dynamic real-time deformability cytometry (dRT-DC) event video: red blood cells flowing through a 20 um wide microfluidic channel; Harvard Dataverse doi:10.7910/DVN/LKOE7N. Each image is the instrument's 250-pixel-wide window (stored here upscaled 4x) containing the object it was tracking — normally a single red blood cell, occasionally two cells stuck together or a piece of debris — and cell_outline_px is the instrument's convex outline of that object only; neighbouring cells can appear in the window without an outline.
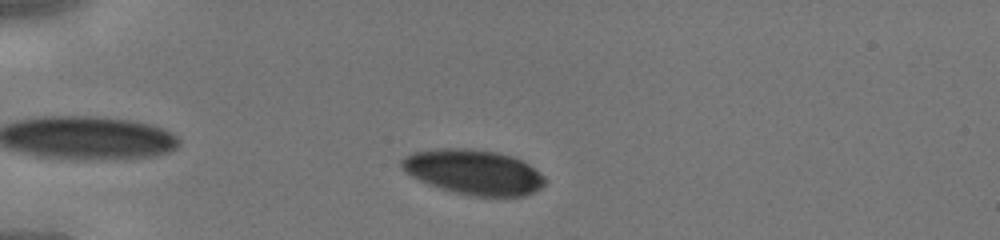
{"species": "human", "species_latin": "Homo sapiens", "temperature_condition": "cold", "stored_images_in_passage": 38, "camera_frame_rate_fps": 3000, "um_per_image_px": 0.085, "donor": {"sex": "male"}, "frame": {"image": 1, "passage_image": 6, "time_ms": 1.667, "image_size_px": [1000, 240], "cell_outline_px": [[544, 184], [540, 188], [524, 196], [472, 196], [440, 188], [428, 184], [412, 176], [400, 164], [400, 160], [404, 156], [412, 152], [436, 148], [468, 148], [496, 152], [512, 156], [528, 164], [544, 176]], "centroid_in_image_um": [40.24, 14.61], "position_along_channel_um": 44.8, "area_um2": 37.28}}
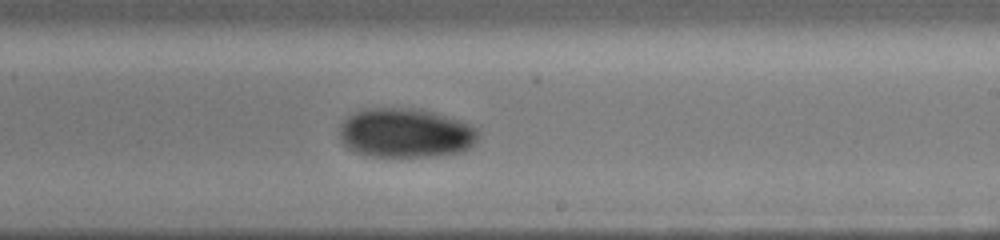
{"frame": {"image": 2, "passage_image": 22, "time_ms": 7.0, "image_size_px": [1000, 240], "cell_outline_px": [[480, 136], [476, 144], [464, 152], [436, 156], [368, 156], [356, 152], [348, 148], [340, 140], [340, 124], [348, 116], [364, 108], [420, 108], [460, 120], [476, 128], [480, 132]], "centroid_in_image_um": [34.51, 11.31], "position_along_channel_um": 254.5, "area_um2": 40.4}}
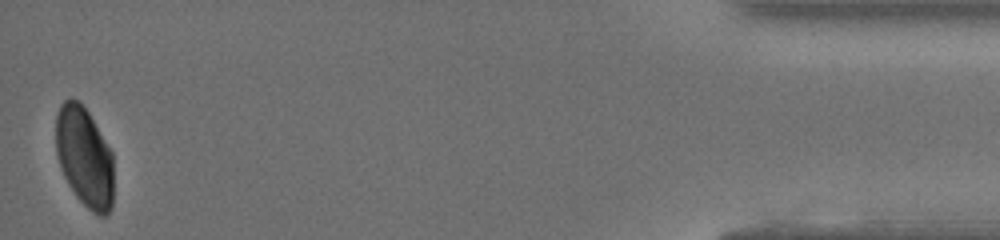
{"frame": {"image": 3, "passage_image": 38, "time_ms": 12.333, "image_size_px": [1000, 240], "cell_outline_px": [[112, 208], [104, 216], [100, 216], [92, 212], [76, 196], [68, 184], [60, 168], [56, 152], [56, 112], [60, 104], [64, 100], [72, 96], [80, 100], [88, 112], [112, 152]], "centroid_in_image_um": [7.15, 13.3], "position_along_channel_um": 428.0, "area_um2": 33.81}}